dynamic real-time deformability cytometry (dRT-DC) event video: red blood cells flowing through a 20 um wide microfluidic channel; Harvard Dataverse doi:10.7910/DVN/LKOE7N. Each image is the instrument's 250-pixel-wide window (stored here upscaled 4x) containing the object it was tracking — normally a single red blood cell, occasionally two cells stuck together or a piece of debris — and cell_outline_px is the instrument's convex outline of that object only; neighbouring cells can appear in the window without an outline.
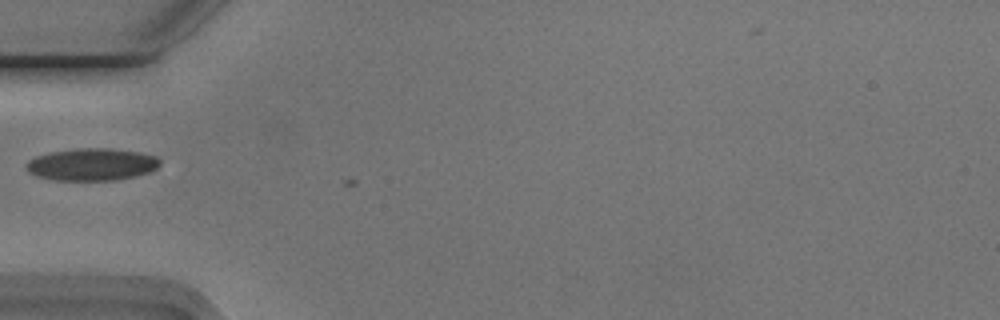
{"species": "Egyptian fruit bat (a non-hibernating species)", "species_latin": "Rousettus aegyptiacus", "temperature_condition": "cold", "stored_images_in_passage": 3, "camera_frame_rate_fps": 3000, "um_per_image_px": 0.085, "animal": {"sex": "male"}, "frame": {"image": 1, "passage_image": 2, "time_ms": 0.333, "image_size_px": [1000, 320], "cell_outline_px": [[160, 164], [156, 168], [148, 172], [136, 176], [116, 180], [56, 180], [36, 176], [28, 172], [24, 168], [28, 160], [36, 156], [52, 152], [80, 148], [108, 148], [136, 152], [156, 156], [160, 160]], "centroid_in_image_um": [7.77, 13.98], "position_along_channel_um": 77.2, "area_um2": 25.03}}